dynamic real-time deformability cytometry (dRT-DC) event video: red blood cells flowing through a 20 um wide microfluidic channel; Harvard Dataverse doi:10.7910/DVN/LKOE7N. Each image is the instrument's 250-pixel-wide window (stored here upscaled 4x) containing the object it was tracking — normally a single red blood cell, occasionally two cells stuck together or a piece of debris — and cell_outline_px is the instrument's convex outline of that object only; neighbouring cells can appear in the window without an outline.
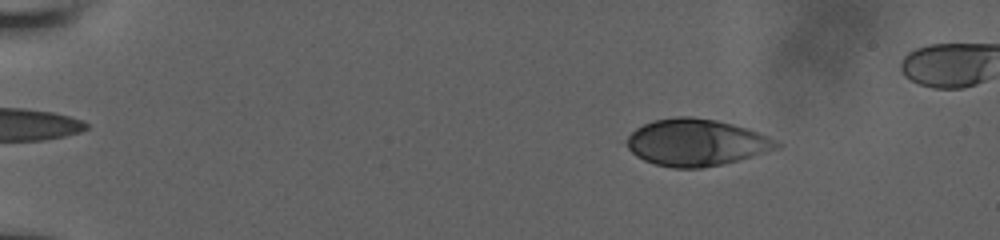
{"species": "human", "species_latin": "Homo sapiens", "temperature_condition": "room temperature", "stored_images_in_passage": 17, "camera_frame_rate_fps": 3000, "um_per_image_px": 0.085, "donor": {"sex": "male"}, "frame": {"image": 1, "passage_image": 4, "time_ms": 2.0, "image_size_px": [1000, 240], "cell_outline_px": [[784, 144], [776, 148], [752, 156], [720, 164], [700, 168], [672, 168], [656, 164], [644, 160], [636, 156], [628, 148], [628, 136], [636, 128], [644, 124], [656, 120], [676, 116], [692, 116], [716, 120], [748, 128], [768, 136]], "centroid_in_image_um": [59.18, 12.1], "position_along_channel_um": 25.8, "area_um2": 40.58}}
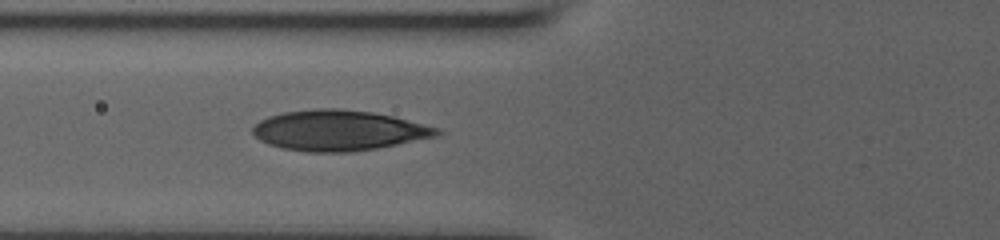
{"frame": {"image": 2, "passage_image": 12, "time_ms": 6.667, "image_size_px": [1000, 240], "cell_outline_px": [[444, 132], [440, 136], [376, 148], [352, 152], [308, 152], [284, 148], [268, 144], [260, 140], [252, 132], [252, 128], [260, 120], [268, 116], [284, 112], [312, 108], [336, 108], [372, 112], [392, 116], [440, 128]], "centroid_in_image_um": [28.81, 11.08], "position_along_channel_um": 97.0, "area_um2": 43.52}}
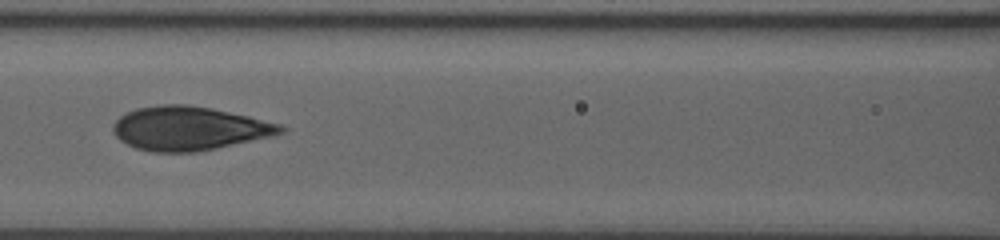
{"frame": {"image": 3, "passage_image": 15, "time_ms": 8.0, "image_size_px": [1000, 240], "cell_outline_px": [[288, 128], [284, 132], [272, 136], [216, 148], [196, 152], [152, 152], [136, 148], [120, 140], [112, 132], [112, 124], [120, 116], [136, 108], [160, 104], [188, 104], [248, 116], [280, 124]], "centroid_in_image_um": [16.05, 10.91], "position_along_channel_um": 150.6, "area_um2": 42.66}}